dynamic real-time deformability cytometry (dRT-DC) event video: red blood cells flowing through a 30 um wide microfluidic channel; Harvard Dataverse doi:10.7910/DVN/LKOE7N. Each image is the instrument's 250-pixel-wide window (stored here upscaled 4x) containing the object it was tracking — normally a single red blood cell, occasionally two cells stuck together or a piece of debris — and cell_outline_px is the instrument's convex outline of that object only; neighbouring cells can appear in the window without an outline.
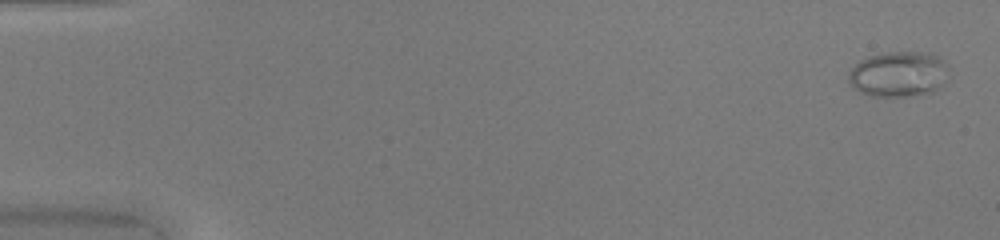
{"species": "common noctule bat (a hibernating species)", "species_latin": "Nyctalus noctula", "temperature_condition": "warm", "stored_images_in_passage": 50, "camera_frame_rate_fps": 3000, "um_per_image_px": 0.085, "animal": {"sex": "female", "body_mass_g": 20.0, "forearm_length_mm": 54.0}, "frame": {"image": 1, "passage_image": 2, "time_ms": 0.333, "image_size_px": [1000, 240], "cell_outline_px": [[948, 72], [944, 84], [932, 92], [908, 96], [872, 96], [860, 92], [852, 88], [848, 80], [848, 72], [860, 60], [868, 56], [888, 52], [928, 52], [944, 60], [948, 64]], "centroid_in_image_um": [76.38, 6.3], "position_along_channel_um": 8.6, "area_um2": 26.76}}
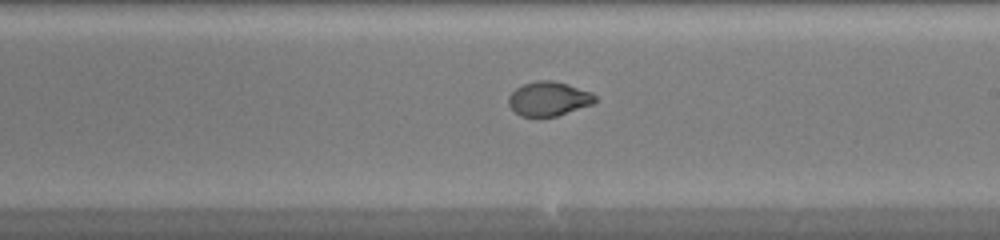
{"frame": {"image": 2, "passage_image": 30, "time_ms": 9.667, "image_size_px": [1000, 240], "cell_outline_px": [[596, 100], [592, 104], [556, 116], [520, 116], [508, 104], [508, 96], [516, 88], [524, 84], [540, 80], [552, 80], [568, 84], [592, 92], [596, 96]], "centroid_in_image_um": [46.64, 8.38], "position_along_channel_um": 242.4, "area_um2": 17.11}}
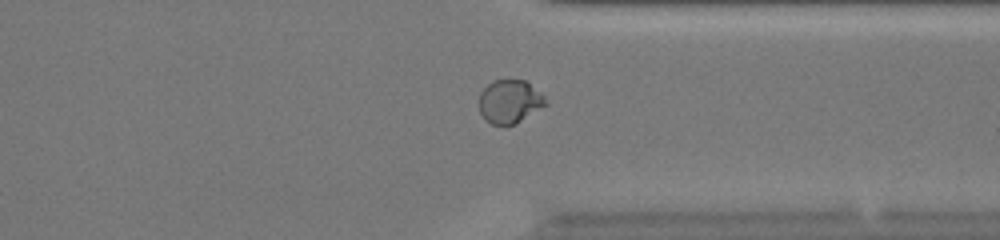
{"frame": {"image": 3, "passage_image": 39, "time_ms": 12.667, "image_size_px": [1000, 240], "cell_outline_px": [[548, 104], [516, 124], [504, 128], [492, 124], [480, 112], [480, 92], [492, 80], [524, 80], [544, 96]], "centroid_in_image_um": [43.33, 8.66], "position_along_channel_um": 368.1, "area_um2": 16.88}, "authors_computed_cell_mechanics": {"area_um2": 19.3919, "velocity_mm_per_s": 4.2, "shape_relaxation_time_tau1_ms": 6.8215, "shape_relaxation_time_tau2_ms": null, "deformation_change_tau1": 0.2699, "deformation_change_tau2": null}}